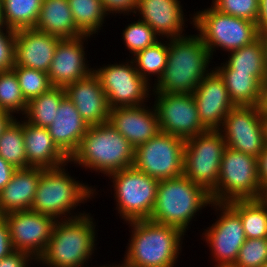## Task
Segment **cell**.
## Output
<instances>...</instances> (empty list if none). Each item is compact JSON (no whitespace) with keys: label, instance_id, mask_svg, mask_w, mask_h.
<instances>
[{"label":"cell","instance_id":"cell-1","mask_svg":"<svg viewBox=\"0 0 267 267\" xmlns=\"http://www.w3.org/2000/svg\"><path fill=\"white\" fill-rule=\"evenodd\" d=\"M207 47L197 33L168 39L167 65L152 92L192 94L213 68ZM210 67V68H209Z\"/></svg>","mask_w":267,"mask_h":267},{"label":"cell","instance_id":"cell-2","mask_svg":"<svg viewBox=\"0 0 267 267\" xmlns=\"http://www.w3.org/2000/svg\"><path fill=\"white\" fill-rule=\"evenodd\" d=\"M126 224L130 239L122 258L125 263L133 267H176L187 234L177 227L150 220Z\"/></svg>","mask_w":267,"mask_h":267},{"label":"cell","instance_id":"cell-3","mask_svg":"<svg viewBox=\"0 0 267 267\" xmlns=\"http://www.w3.org/2000/svg\"><path fill=\"white\" fill-rule=\"evenodd\" d=\"M66 165L69 163L43 169L30 210L57 220L76 218L87 213L86 210H78L81 204L99 195L98 189L71 176Z\"/></svg>","mask_w":267,"mask_h":267},{"label":"cell","instance_id":"cell-4","mask_svg":"<svg viewBox=\"0 0 267 267\" xmlns=\"http://www.w3.org/2000/svg\"><path fill=\"white\" fill-rule=\"evenodd\" d=\"M97 224L90 212L58 220L44 253L35 263L41 267H85L98 248Z\"/></svg>","mask_w":267,"mask_h":267},{"label":"cell","instance_id":"cell-5","mask_svg":"<svg viewBox=\"0 0 267 267\" xmlns=\"http://www.w3.org/2000/svg\"><path fill=\"white\" fill-rule=\"evenodd\" d=\"M134 152L130 142L110 122H106L89 127L69 163L107 177L110 173L132 167Z\"/></svg>","mask_w":267,"mask_h":267},{"label":"cell","instance_id":"cell-6","mask_svg":"<svg viewBox=\"0 0 267 267\" xmlns=\"http://www.w3.org/2000/svg\"><path fill=\"white\" fill-rule=\"evenodd\" d=\"M213 203L211 195L194 184L184 174L167 180H160L156 202L150 221L174 226L185 234L191 229L193 219ZM191 222V223H190Z\"/></svg>","mask_w":267,"mask_h":267},{"label":"cell","instance_id":"cell-7","mask_svg":"<svg viewBox=\"0 0 267 267\" xmlns=\"http://www.w3.org/2000/svg\"><path fill=\"white\" fill-rule=\"evenodd\" d=\"M192 15L188 18L189 24L195 28L212 58L216 50L228 53L252 43L260 36L256 22L223 14L212 6L195 11Z\"/></svg>","mask_w":267,"mask_h":267},{"label":"cell","instance_id":"cell-8","mask_svg":"<svg viewBox=\"0 0 267 267\" xmlns=\"http://www.w3.org/2000/svg\"><path fill=\"white\" fill-rule=\"evenodd\" d=\"M113 188V198L124 223L137 220H149L154 205L159 180L138 171L134 166L110 173L108 176Z\"/></svg>","mask_w":267,"mask_h":267},{"label":"cell","instance_id":"cell-9","mask_svg":"<svg viewBox=\"0 0 267 267\" xmlns=\"http://www.w3.org/2000/svg\"><path fill=\"white\" fill-rule=\"evenodd\" d=\"M259 191L258 158L226 147L216 189L210 194L212 201L256 199Z\"/></svg>","mask_w":267,"mask_h":267},{"label":"cell","instance_id":"cell-10","mask_svg":"<svg viewBox=\"0 0 267 267\" xmlns=\"http://www.w3.org/2000/svg\"><path fill=\"white\" fill-rule=\"evenodd\" d=\"M225 148L218 130L188 138L184 147V175L211 194L216 189Z\"/></svg>","mask_w":267,"mask_h":267},{"label":"cell","instance_id":"cell-11","mask_svg":"<svg viewBox=\"0 0 267 267\" xmlns=\"http://www.w3.org/2000/svg\"><path fill=\"white\" fill-rule=\"evenodd\" d=\"M113 63L103 64L100 68L93 66V73L106 93L110 109L140 106L149 102L152 85L138 74L132 59L126 57L124 61Z\"/></svg>","mask_w":267,"mask_h":267},{"label":"cell","instance_id":"cell-12","mask_svg":"<svg viewBox=\"0 0 267 267\" xmlns=\"http://www.w3.org/2000/svg\"><path fill=\"white\" fill-rule=\"evenodd\" d=\"M185 140L159 132L135 148L133 166L157 180L176 178L184 174Z\"/></svg>","mask_w":267,"mask_h":267},{"label":"cell","instance_id":"cell-13","mask_svg":"<svg viewBox=\"0 0 267 267\" xmlns=\"http://www.w3.org/2000/svg\"><path fill=\"white\" fill-rule=\"evenodd\" d=\"M211 209L214 210L216 219L212 225L203 228L201 240L206 241L214 265L235 263L246 240L241 218L227 203L213 202Z\"/></svg>","mask_w":267,"mask_h":267},{"label":"cell","instance_id":"cell-14","mask_svg":"<svg viewBox=\"0 0 267 267\" xmlns=\"http://www.w3.org/2000/svg\"><path fill=\"white\" fill-rule=\"evenodd\" d=\"M151 96H155L153 105L161 132L187 140L207 131L199 120L192 94L152 92Z\"/></svg>","mask_w":267,"mask_h":267},{"label":"cell","instance_id":"cell-15","mask_svg":"<svg viewBox=\"0 0 267 267\" xmlns=\"http://www.w3.org/2000/svg\"><path fill=\"white\" fill-rule=\"evenodd\" d=\"M218 131L226 147L256 158H259L266 145L261 113L257 106H234Z\"/></svg>","mask_w":267,"mask_h":267},{"label":"cell","instance_id":"cell-16","mask_svg":"<svg viewBox=\"0 0 267 267\" xmlns=\"http://www.w3.org/2000/svg\"><path fill=\"white\" fill-rule=\"evenodd\" d=\"M15 251L32 255L36 260L44 253L57 219L33 210L3 215Z\"/></svg>","mask_w":267,"mask_h":267},{"label":"cell","instance_id":"cell-17","mask_svg":"<svg viewBox=\"0 0 267 267\" xmlns=\"http://www.w3.org/2000/svg\"><path fill=\"white\" fill-rule=\"evenodd\" d=\"M89 39L91 36L83 35L78 38L61 39L58 42L47 72L53 87L65 88L93 72L86 55L88 51H85Z\"/></svg>","mask_w":267,"mask_h":267},{"label":"cell","instance_id":"cell-18","mask_svg":"<svg viewBox=\"0 0 267 267\" xmlns=\"http://www.w3.org/2000/svg\"><path fill=\"white\" fill-rule=\"evenodd\" d=\"M192 95L199 120L207 130H218L235 106L228 95L225 82L214 68L204 76Z\"/></svg>","mask_w":267,"mask_h":267},{"label":"cell","instance_id":"cell-19","mask_svg":"<svg viewBox=\"0 0 267 267\" xmlns=\"http://www.w3.org/2000/svg\"><path fill=\"white\" fill-rule=\"evenodd\" d=\"M114 107L110 109V124L136 148L160 132L154 105Z\"/></svg>","mask_w":267,"mask_h":267},{"label":"cell","instance_id":"cell-20","mask_svg":"<svg viewBox=\"0 0 267 267\" xmlns=\"http://www.w3.org/2000/svg\"><path fill=\"white\" fill-rule=\"evenodd\" d=\"M180 0H138L133 16L147 23L161 39L182 37L188 17ZM184 31V32H183Z\"/></svg>","mask_w":267,"mask_h":267},{"label":"cell","instance_id":"cell-21","mask_svg":"<svg viewBox=\"0 0 267 267\" xmlns=\"http://www.w3.org/2000/svg\"><path fill=\"white\" fill-rule=\"evenodd\" d=\"M60 40L35 28L16 30L14 66L47 73Z\"/></svg>","mask_w":267,"mask_h":267},{"label":"cell","instance_id":"cell-22","mask_svg":"<svg viewBox=\"0 0 267 267\" xmlns=\"http://www.w3.org/2000/svg\"><path fill=\"white\" fill-rule=\"evenodd\" d=\"M64 89L66 97L74 103L80 116L89 126L109 121L110 107L106 93L93 72Z\"/></svg>","mask_w":267,"mask_h":267},{"label":"cell","instance_id":"cell-23","mask_svg":"<svg viewBox=\"0 0 267 267\" xmlns=\"http://www.w3.org/2000/svg\"><path fill=\"white\" fill-rule=\"evenodd\" d=\"M23 137L30 167L47 169L69 163V157L53 141L48 128L32 125L23 118Z\"/></svg>","mask_w":267,"mask_h":267},{"label":"cell","instance_id":"cell-24","mask_svg":"<svg viewBox=\"0 0 267 267\" xmlns=\"http://www.w3.org/2000/svg\"><path fill=\"white\" fill-rule=\"evenodd\" d=\"M74 103L65 97L57 110L54 122L48 127L56 145L70 158L78 149L81 139L89 129Z\"/></svg>","mask_w":267,"mask_h":267},{"label":"cell","instance_id":"cell-25","mask_svg":"<svg viewBox=\"0 0 267 267\" xmlns=\"http://www.w3.org/2000/svg\"><path fill=\"white\" fill-rule=\"evenodd\" d=\"M44 168L17 169L0 191V215L30 210Z\"/></svg>","mask_w":267,"mask_h":267},{"label":"cell","instance_id":"cell-26","mask_svg":"<svg viewBox=\"0 0 267 267\" xmlns=\"http://www.w3.org/2000/svg\"><path fill=\"white\" fill-rule=\"evenodd\" d=\"M34 28L60 39L83 36L75 25L68 0H43Z\"/></svg>","mask_w":267,"mask_h":267},{"label":"cell","instance_id":"cell-27","mask_svg":"<svg viewBox=\"0 0 267 267\" xmlns=\"http://www.w3.org/2000/svg\"><path fill=\"white\" fill-rule=\"evenodd\" d=\"M228 58L219 66L212 67L217 72H243L265 80V59L262 38L259 36L252 43L230 51Z\"/></svg>","mask_w":267,"mask_h":267},{"label":"cell","instance_id":"cell-28","mask_svg":"<svg viewBox=\"0 0 267 267\" xmlns=\"http://www.w3.org/2000/svg\"><path fill=\"white\" fill-rule=\"evenodd\" d=\"M65 97L64 88L52 87L40 96L30 99L22 117L32 125L48 128L54 122L57 110Z\"/></svg>","mask_w":267,"mask_h":267},{"label":"cell","instance_id":"cell-29","mask_svg":"<svg viewBox=\"0 0 267 267\" xmlns=\"http://www.w3.org/2000/svg\"><path fill=\"white\" fill-rule=\"evenodd\" d=\"M68 4L75 25L83 35L95 38V34L103 30L106 18H110L101 0H68Z\"/></svg>","mask_w":267,"mask_h":267},{"label":"cell","instance_id":"cell-30","mask_svg":"<svg viewBox=\"0 0 267 267\" xmlns=\"http://www.w3.org/2000/svg\"><path fill=\"white\" fill-rule=\"evenodd\" d=\"M235 106H256L259 101L261 81L243 72H218Z\"/></svg>","mask_w":267,"mask_h":267},{"label":"cell","instance_id":"cell-31","mask_svg":"<svg viewBox=\"0 0 267 267\" xmlns=\"http://www.w3.org/2000/svg\"><path fill=\"white\" fill-rule=\"evenodd\" d=\"M240 216L246 239L267 238V209L257 199H240L227 202Z\"/></svg>","mask_w":267,"mask_h":267},{"label":"cell","instance_id":"cell-32","mask_svg":"<svg viewBox=\"0 0 267 267\" xmlns=\"http://www.w3.org/2000/svg\"><path fill=\"white\" fill-rule=\"evenodd\" d=\"M167 56L168 39H160L154 45L136 53L131 59L138 74L150 85H153V82H157L164 72ZM153 76L156 78L152 82Z\"/></svg>","mask_w":267,"mask_h":267},{"label":"cell","instance_id":"cell-33","mask_svg":"<svg viewBox=\"0 0 267 267\" xmlns=\"http://www.w3.org/2000/svg\"><path fill=\"white\" fill-rule=\"evenodd\" d=\"M20 119L15 117L0 135V156L16 169L30 167L23 137V117Z\"/></svg>","mask_w":267,"mask_h":267},{"label":"cell","instance_id":"cell-34","mask_svg":"<svg viewBox=\"0 0 267 267\" xmlns=\"http://www.w3.org/2000/svg\"><path fill=\"white\" fill-rule=\"evenodd\" d=\"M43 0H3L2 15L9 29L34 28Z\"/></svg>","mask_w":267,"mask_h":267},{"label":"cell","instance_id":"cell-35","mask_svg":"<svg viewBox=\"0 0 267 267\" xmlns=\"http://www.w3.org/2000/svg\"><path fill=\"white\" fill-rule=\"evenodd\" d=\"M27 102L15 72L13 70L0 71V109L15 117L19 115L21 117L26 112Z\"/></svg>","mask_w":267,"mask_h":267},{"label":"cell","instance_id":"cell-36","mask_svg":"<svg viewBox=\"0 0 267 267\" xmlns=\"http://www.w3.org/2000/svg\"><path fill=\"white\" fill-rule=\"evenodd\" d=\"M122 31L123 44L131 54L128 56L129 58L161 39L147 23L139 18L137 21L128 23Z\"/></svg>","mask_w":267,"mask_h":267},{"label":"cell","instance_id":"cell-37","mask_svg":"<svg viewBox=\"0 0 267 267\" xmlns=\"http://www.w3.org/2000/svg\"><path fill=\"white\" fill-rule=\"evenodd\" d=\"M12 70L17 76L22 94L27 101L53 87L46 72L22 66H14Z\"/></svg>","mask_w":267,"mask_h":267},{"label":"cell","instance_id":"cell-38","mask_svg":"<svg viewBox=\"0 0 267 267\" xmlns=\"http://www.w3.org/2000/svg\"><path fill=\"white\" fill-rule=\"evenodd\" d=\"M266 261L267 238H251L245 240L235 263L240 267H262Z\"/></svg>","mask_w":267,"mask_h":267},{"label":"cell","instance_id":"cell-39","mask_svg":"<svg viewBox=\"0 0 267 267\" xmlns=\"http://www.w3.org/2000/svg\"><path fill=\"white\" fill-rule=\"evenodd\" d=\"M211 6L223 14L257 22L259 0H212Z\"/></svg>","mask_w":267,"mask_h":267},{"label":"cell","instance_id":"cell-40","mask_svg":"<svg viewBox=\"0 0 267 267\" xmlns=\"http://www.w3.org/2000/svg\"><path fill=\"white\" fill-rule=\"evenodd\" d=\"M15 57V30H0V71L12 70Z\"/></svg>","mask_w":267,"mask_h":267},{"label":"cell","instance_id":"cell-41","mask_svg":"<svg viewBox=\"0 0 267 267\" xmlns=\"http://www.w3.org/2000/svg\"><path fill=\"white\" fill-rule=\"evenodd\" d=\"M106 13L112 16L123 14V16L134 15L138 0H101ZM112 13V14H111ZM115 14V15H114Z\"/></svg>","mask_w":267,"mask_h":267},{"label":"cell","instance_id":"cell-42","mask_svg":"<svg viewBox=\"0 0 267 267\" xmlns=\"http://www.w3.org/2000/svg\"><path fill=\"white\" fill-rule=\"evenodd\" d=\"M37 261L32 255L22 252L13 251L10 255L0 260V267H31Z\"/></svg>","mask_w":267,"mask_h":267},{"label":"cell","instance_id":"cell-43","mask_svg":"<svg viewBox=\"0 0 267 267\" xmlns=\"http://www.w3.org/2000/svg\"><path fill=\"white\" fill-rule=\"evenodd\" d=\"M14 250L5 217L0 215V260L10 255Z\"/></svg>","mask_w":267,"mask_h":267},{"label":"cell","instance_id":"cell-44","mask_svg":"<svg viewBox=\"0 0 267 267\" xmlns=\"http://www.w3.org/2000/svg\"><path fill=\"white\" fill-rule=\"evenodd\" d=\"M17 169L0 156V191L11 180Z\"/></svg>","mask_w":267,"mask_h":267},{"label":"cell","instance_id":"cell-45","mask_svg":"<svg viewBox=\"0 0 267 267\" xmlns=\"http://www.w3.org/2000/svg\"><path fill=\"white\" fill-rule=\"evenodd\" d=\"M256 25L259 35L267 34V0H259V13Z\"/></svg>","mask_w":267,"mask_h":267},{"label":"cell","instance_id":"cell-46","mask_svg":"<svg viewBox=\"0 0 267 267\" xmlns=\"http://www.w3.org/2000/svg\"><path fill=\"white\" fill-rule=\"evenodd\" d=\"M259 184L267 185V144L258 158Z\"/></svg>","mask_w":267,"mask_h":267},{"label":"cell","instance_id":"cell-47","mask_svg":"<svg viewBox=\"0 0 267 267\" xmlns=\"http://www.w3.org/2000/svg\"><path fill=\"white\" fill-rule=\"evenodd\" d=\"M256 106L261 114H267V78L261 82L259 101Z\"/></svg>","mask_w":267,"mask_h":267},{"label":"cell","instance_id":"cell-48","mask_svg":"<svg viewBox=\"0 0 267 267\" xmlns=\"http://www.w3.org/2000/svg\"><path fill=\"white\" fill-rule=\"evenodd\" d=\"M14 118L15 116H13L11 113L0 109V135Z\"/></svg>","mask_w":267,"mask_h":267},{"label":"cell","instance_id":"cell-49","mask_svg":"<svg viewBox=\"0 0 267 267\" xmlns=\"http://www.w3.org/2000/svg\"><path fill=\"white\" fill-rule=\"evenodd\" d=\"M256 199L264 208L267 209V185L260 186V191Z\"/></svg>","mask_w":267,"mask_h":267},{"label":"cell","instance_id":"cell-50","mask_svg":"<svg viewBox=\"0 0 267 267\" xmlns=\"http://www.w3.org/2000/svg\"><path fill=\"white\" fill-rule=\"evenodd\" d=\"M264 47V59H265V78H267V34L260 35Z\"/></svg>","mask_w":267,"mask_h":267},{"label":"cell","instance_id":"cell-51","mask_svg":"<svg viewBox=\"0 0 267 267\" xmlns=\"http://www.w3.org/2000/svg\"><path fill=\"white\" fill-rule=\"evenodd\" d=\"M261 121H262L263 132H264V141H265V144H267V114H261Z\"/></svg>","mask_w":267,"mask_h":267},{"label":"cell","instance_id":"cell-52","mask_svg":"<svg viewBox=\"0 0 267 267\" xmlns=\"http://www.w3.org/2000/svg\"><path fill=\"white\" fill-rule=\"evenodd\" d=\"M213 267H240L236 263H221L218 265H214Z\"/></svg>","mask_w":267,"mask_h":267},{"label":"cell","instance_id":"cell-53","mask_svg":"<svg viewBox=\"0 0 267 267\" xmlns=\"http://www.w3.org/2000/svg\"><path fill=\"white\" fill-rule=\"evenodd\" d=\"M9 28L6 27L2 12H0V30H7Z\"/></svg>","mask_w":267,"mask_h":267},{"label":"cell","instance_id":"cell-54","mask_svg":"<svg viewBox=\"0 0 267 267\" xmlns=\"http://www.w3.org/2000/svg\"><path fill=\"white\" fill-rule=\"evenodd\" d=\"M88 265L89 264H87L85 267H89ZM90 267H92V266H90ZM99 267H121V264L120 263H118V264H115V263H112V264H102Z\"/></svg>","mask_w":267,"mask_h":267},{"label":"cell","instance_id":"cell-55","mask_svg":"<svg viewBox=\"0 0 267 267\" xmlns=\"http://www.w3.org/2000/svg\"><path fill=\"white\" fill-rule=\"evenodd\" d=\"M120 263H121V267H133V266H130L127 263H125L124 260L121 261Z\"/></svg>","mask_w":267,"mask_h":267},{"label":"cell","instance_id":"cell-56","mask_svg":"<svg viewBox=\"0 0 267 267\" xmlns=\"http://www.w3.org/2000/svg\"><path fill=\"white\" fill-rule=\"evenodd\" d=\"M0 12H2V0H0Z\"/></svg>","mask_w":267,"mask_h":267},{"label":"cell","instance_id":"cell-57","mask_svg":"<svg viewBox=\"0 0 267 267\" xmlns=\"http://www.w3.org/2000/svg\"><path fill=\"white\" fill-rule=\"evenodd\" d=\"M262 267H267V261L264 263V265Z\"/></svg>","mask_w":267,"mask_h":267}]
</instances>
